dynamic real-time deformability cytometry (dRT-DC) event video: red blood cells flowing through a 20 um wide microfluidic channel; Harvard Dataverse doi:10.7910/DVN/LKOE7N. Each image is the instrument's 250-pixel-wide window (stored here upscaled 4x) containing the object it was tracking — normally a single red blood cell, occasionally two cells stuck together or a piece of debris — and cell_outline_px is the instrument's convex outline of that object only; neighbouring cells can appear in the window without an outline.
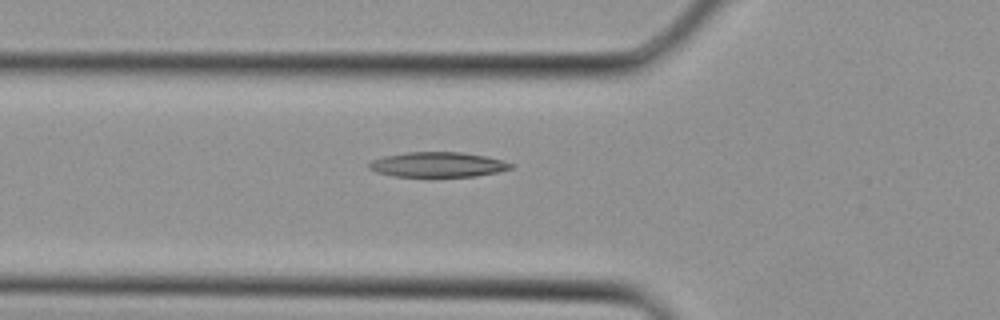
{"species": "Egyptian fruit bat (a non-hibernating species)", "species_latin": "Rousettus aegyptiacus", "temperature_condition": "cold", "stored_images_in_passage": 3, "camera_frame_rate_fps": 3000, "um_per_image_px": 0.085, "animal": {"sex": "female"}, "frame": {"image": 1, "passage_image": 2, "time_ms": 0.333, "image_size_px": [1000, 320], "cell_outline_px": [[512, 168], [496, 172], [476, 176], [392, 176], [376, 172], [368, 168], [368, 164], [372, 160], [384, 156], [408, 152], [460, 152], [484, 156], [504, 160], [512, 164]], "centroid_in_image_um": [37.18, 13.99], "position_along_channel_um": 88.6, "area_um2": 20.46}}